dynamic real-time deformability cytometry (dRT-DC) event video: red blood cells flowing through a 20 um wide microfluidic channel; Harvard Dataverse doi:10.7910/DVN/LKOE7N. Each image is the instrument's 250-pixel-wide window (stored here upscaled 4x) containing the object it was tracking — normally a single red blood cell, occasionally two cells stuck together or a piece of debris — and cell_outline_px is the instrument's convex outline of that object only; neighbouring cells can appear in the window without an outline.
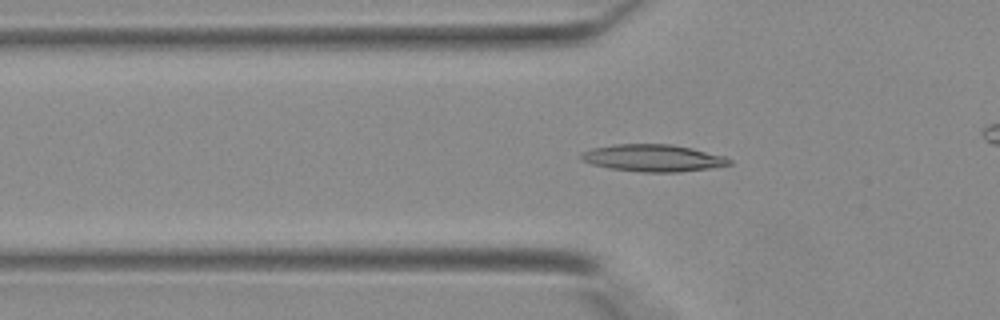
{"species": "Egyptian fruit bat (a non-hibernating species)", "species_latin": "Rousettus aegyptiacus", "temperature_condition": "warm", "stored_images_in_passage": 37, "camera_frame_rate_fps": 3000, "um_per_image_px": 0.085, "animal": {"sex": "female"}, "frame": {"image": 1, "passage_image": 15, "time_ms": 4.667, "image_size_px": [1000, 320], "cell_outline_px": [[732, 164], [712, 168], [680, 172], [644, 172], [612, 168], [592, 164], [580, 160], [580, 152], [592, 148], [612, 144], [672, 144], [692, 148], [724, 156], [732, 160]], "centroid_in_image_um": [55.51, 13.42], "position_along_channel_um": 70.3, "area_um2": 23.47}}
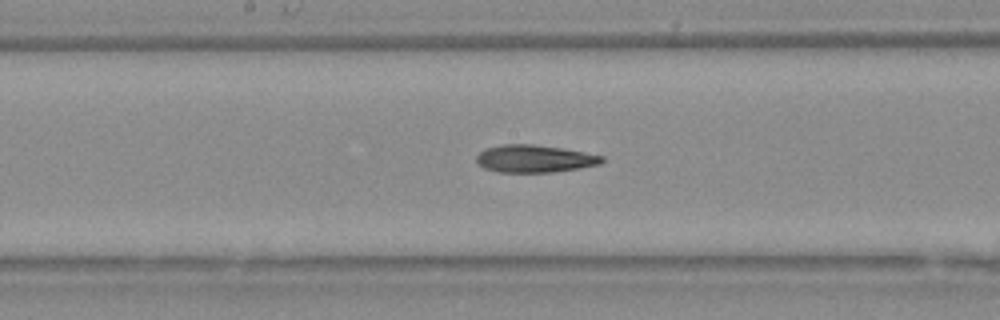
{"frame": {"image": 2, "passage_image": 23, "time_ms": 7.333, "image_size_px": [1000, 320], "cell_outline_px": [[604, 160], [600, 164], [552, 172], [500, 172], [484, 168], [476, 164], [476, 156], [480, 152], [488, 148], [504, 144], [532, 144], [560, 148], [584, 152], [604, 156]], "centroid_in_image_um": [45.4, 13.49], "position_along_channel_um": 202.8, "area_um2": 19.88}}
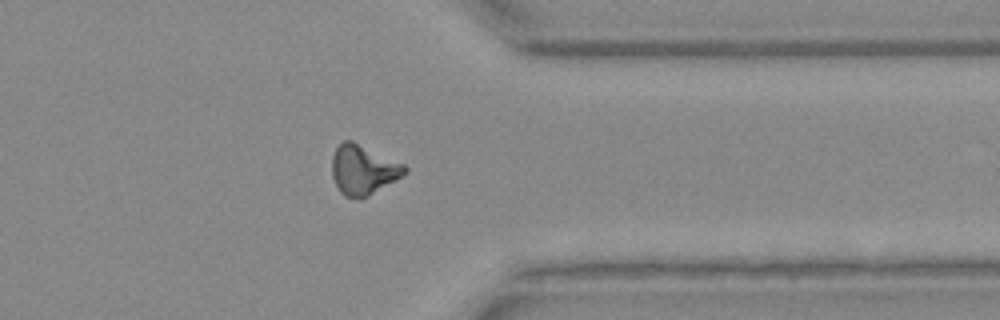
{"frame": {"image": 3, "passage_image": 34, "time_ms": 11.0, "image_size_px": [1000, 320], "cell_outline_px": [[408, 172], [360, 200], [344, 196], [340, 192], [332, 176], [332, 156], [336, 148], [344, 140], [352, 140], [404, 164], [408, 168]], "centroid_in_image_um": [30.85, 14.43], "position_along_channel_um": 380.5, "area_um2": 20.92}}